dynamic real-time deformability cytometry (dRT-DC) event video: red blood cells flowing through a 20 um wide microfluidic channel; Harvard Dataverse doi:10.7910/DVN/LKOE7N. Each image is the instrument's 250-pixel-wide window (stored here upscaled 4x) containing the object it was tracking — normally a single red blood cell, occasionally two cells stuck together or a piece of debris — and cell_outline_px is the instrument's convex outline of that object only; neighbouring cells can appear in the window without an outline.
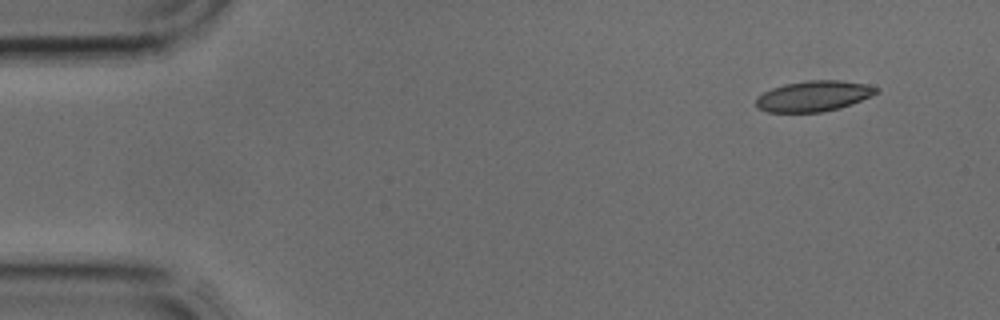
{"species": "common noctule bat (a hibernating species)", "species_latin": "Nyctalus noctula", "temperature_condition": "cold", "stored_images_in_passage": 2, "camera_frame_rate_fps": 3000, "um_per_image_px": 0.085, "animal": {"sex": "male", "body_mass_g": 17.9, "forearm_length_mm": 54.2}, "frame": {"image": 1, "passage_image": 1, "time_ms": 0.0, "image_size_px": [1000, 320], "cell_outline_px": [[880, 92], [872, 96], [852, 104], [840, 108], [820, 112], [768, 112], [760, 108], [756, 104], [756, 96], [772, 88], [784, 84], [808, 80], [840, 80], [864, 84], [880, 88]], "centroid_in_image_um": [69.19, 8.16], "position_along_channel_um": 15.8, "area_um2": 21.5}}